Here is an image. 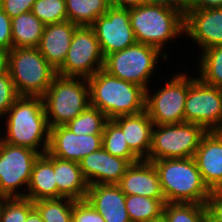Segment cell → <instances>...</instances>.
<instances>
[{"mask_svg":"<svg viewBox=\"0 0 222 222\" xmlns=\"http://www.w3.org/2000/svg\"><path fill=\"white\" fill-rule=\"evenodd\" d=\"M5 117L6 143L33 149L41 155L47 152L50 127L42 97L19 96Z\"/></svg>","mask_w":222,"mask_h":222,"instance_id":"cell-1","label":"cell"},{"mask_svg":"<svg viewBox=\"0 0 222 222\" xmlns=\"http://www.w3.org/2000/svg\"><path fill=\"white\" fill-rule=\"evenodd\" d=\"M87 82L90 105L109 120L145 110L146 90L137 84L119 79L103 68L87 78Z\"/></svg>","mask_w":222,"mask_h":222,"instance_id":"cell-2","label":"cell"},{"mask_svg":"<svg viewBox=\"0 0 222 222\" xmlns=\"http://www.w3.org/2000/svg\"><path fill=\"white\" fill-rule=\"evenodd\" d=\"M129 17L136 41L161 52L167 42L184 34V14L160 2L149 0L130 8Z\"/></svg>","mask_w":222,"mask_h":222,"instance_id":"cell-3","label":"cell"},{"mask_svg":"<svg viewBox=\"0 0 222 222\" xmlns=\"http://www.w3.org/2000/svg\"><path fill=\"white\" fill-rule=\"evenodd\" d=\"M166 203L206 204L211 191L204 184L193 157L152 161Z\"/></svg>","mask_w":222,"mask_h":222,"instance_id":"cell-4","label":"cell"},{"mask_svg":"<svg viewBox=\"0 0 222 222\" xmlns=\"http://www.w3.org/2000/svg\"><path fill=\"white\" fill-rule=\"evenodd\" d=\"M42 98L49 127L66 125L90 105L87 78L56 75Z\"/></svg>","mask_w":222,"mask_h":222,"instance_id":"cell-5","label":"cell"},{"mask_svg":"<svg viewBox=\"0 0 222 222\" xmlns=\"http://www.w3.org/2000/svg\"><path fill=\"white\" fill-rule=\"evenodd\" d=\"M9 74L19 96L42 97L57 75L38 48H12Z\"/></svg>","mask_w":222,"mask_h":222,"instance_id":"cell-6","label":"cell"},{"mask_svg":"<svg viewBox=\"0 0 222 222\" xmlns=\"http://www.w3.org/2000/svg\"><path fill=\"white\" fill-rule=\"evenodd\" d=\"M159 56L167 60V54L159 49L136 42L135 44L104 58L103 69L119 79L148 89Z\"/></svg>","mask_w":222,"mask_h":222,"instance_id":"cell-7","label":"cell"},{"mask_svg":"<svg viewBox=\"0 0 222 222\" xmlns=\"http://www.w3.org/2000/svg\"><path fill=\"white\" fill-rule=\"evenodd\" d=\"M206 132L201 125L190 122L154 125L151 149L146 161L194 157Z\"/></svg>","mask_w":222,"mask_h":222,"instance_id":"cell-8","label":"cell"},{"mask_svg":"<svg viewBox=\"0 0 222 222\" xmlns=\"http://www.w3.org/2000/svg\"><path fill=\"white\" fill-rule=\"evenodd\" d=\"M184 115L185 122L201 125L206 131H222V88L188 76Z\"/></svg>","mask_w":222,"mask_h":222,"instance_id":"cell-9","label":"cell"},{"mask_svg":"<svg viewBox=\"0 0 222 222\" xmlns=\"http://www.w3.org/2000/svg\"><path fill=\"white\" fill-rule=\"evenodd\" d=\"M176 74L157 92L152 94L149 88L146 90L145 110L154 125L185 122L188 74H178V72Z\"/></svg>","mask_w":222,"mask_h":222,"instance_id":"cell-10","label":"cell"},{"mask_svg":"<svg viewBox=\"0 0 222 222\" xmlns=\"http://www.w3.org/2000/svg\"><path fill=\"white\" fill-rule=\"evenodd\" d=\"M104 66V56L99 41L90 26H79L63 64L56 70L64 77L89 78Z\"/></svg>","mask_w":222,"mask_h":222,"instance_id":"cell-11","label":"cell"},{"mask_svg":"<svg viewBox=\"0 0 222 222\" xmlns=\"http://www.w3.org/2000/svg\"><path fill=\"white\" fill-rule=\"evenodd\" d=\"M40 155L33 149L5 142L0 153V198L25 197L19 188L24 186L27 190L34 163Z\"/></svg>","mask_w":222,"mask_h":222,"instance_id":"cell-12","label":"cell"},{"mask_svg":"<svg viewBox=\"0 0 222 222\" xmlns=\"http://www.w3.org/2000/svg\"><path fill=\"white\" fill-rule=\"evenodd\" d=\"M90 27L95 32L104 58L137 42L130 23L129 9L111 6Z\"/></svg>","mask_w":222,"mask_h":222,"instance_id":"cell-13","label":"cell"},{"mask_svg":"<svg viewBox=\"0 0 222 222\" xmlns=\"http://www.w3.org/2000/svg\"><path fill=\"white\" fill-rule=\"evenodd\" d=\"M102 147V135H77L65 125L50 128L47 153L64 160L79 162Z\"/></svg>","mask_w":222,"mask_h":222,"instance_id":"cell-14","label":"cell"},{"mask_svg":"<svg viewBox=\"0 0 222 222\" xmlns=\"http://www.w3.org/2000/svg\"><path fill=\"white\" fill-rule=\"evenodd\" d=\"M184 34L205 50L222 44V8L191 9L184 14Z\"/></svg>","mask_w":222,"mask_h":222,"instance_id":"cell-15","label":"cell"},{"mask_svg":"<svg viewBox=\"0 0 222 222\" xmlns=\"http://www.w3.org/2000/svg\"><path fill=\"white\" fill-rule=\"evenodd\" d=\"M193 158L208 189L222 192V131H207Z\"/></svg>","mask_w":222,"mask_h":222,"instance_id":"cell-16","label":"cell"},{"mask_svg":"<svg viewBox=\"0 0 222 222\" xmlns=\"http://www.w3.org/2000/svg\"><path fill=\"white\" fill-rule=\"evenodd\" d=\"M130 165L126 159L111 155L103 147L79 161L82 175L89 186L118 184Z\"/></svg>","mask_w":222,"mask_h":222,"instance_id":"cell-17","label":"cell"},{"mask_svg":"<svg viewBox=\"0 0 222 222\" xmlns=\"http://www.w3.org/2000/svg\"><path fill=\"white\" fill-rule=\"evenodd\" d=\"M85 199L105 222H131L126 209V195L117 184L91 185Z\"/></svg>","mask_w":222,"mask_h":222,"instance_id":"cell-18","label":"cell"},{"mask_svg":"<svg viewBox=\"0 0 222 222\" xmlns=\"http://www.w3.org/2000/svg\"><path fill=\"white\" fill-rule=\"evenodd\" d=\"M117 185L125 195L165 199L158 172L154 164L146 160L131 164Z\"/></svg>","mask_w":222,"mask_h":222,"instance_id":"cell-19","label":"cell"},{"mask_svg":"<svg viewBox=\"0 0 222 222\" xmlns=\"http://www.w3.org/2000/svg\"><path fill=\"white\" fill-rule=\"evenodd\" d=\"M78 27L69 20L45 25L38 49L56 70L65 61L72 37Z\"/></svg>","mask_w":222,"mask_h":222,"instance_id":"cell-20","label":"cell"},{"mask_svg":"<svg viewBox=\"0 0 222 222\" xmlns=\"http://www.w3.org/2000/svg\"><path fill=\"white\" fill-rule=\"evenodd\" d=\"M123 131L129 148L141 159L148 158L154 124L146 110L138 114L123 115L112 119Z\"/></svg>","mask_w":222,"mask_h":222,"instance_id":"cell-21","label":"cell"},{"mask_svg":"<svg viewBox=\"0 0 222 222\" xmlns=\"http://www.w3.org/2000/svg\"><path fill=\"white\" fill-rule=\"evenodd\" d=\"M54 175L57 199L69 197L74 200H84L86 198L89 185L82 175L79 162L54 156Z\"/></svg>","mask_w":222,"mask_h":222,"instance_id":"cell-22","label":"cell"},{"mask_svg":"<svg viewBox=\"0 0 222 222\" xmlns=\"http://www.w3.org/2000/svg\"><path fill=\"white\" fill-rule=\"evenodd\" d=\"M25 198L32 202L41 199H57V184L54 175V156L47 152L35 161Z\"/></svg>","mask_w":222,"mask_h":222,"instance_id":"cell-23","label":"cell"},{"mask_svg":"<svg viewBox=\"0 0 222 222\" xmlns=\"http://www.w3.org/2000/svg\"><path fill=\"white\" fill-rule=\"evenodd\" d=\"M45 24L31 11L11 19L13 48H38Z\"/></svg>","mask_w":222,"mask_h":222,"instance_id":"cell-24","label":"cell"},{"mask_svg":"<svg viewBox=\"0 0 222 222\" xmlns=\"http://www.w3.org/2000/svg\"><path fill=\"white\" fill-rule=\"evenodd\" d=\"M67 18L77 26H91L111 7L109 0H65Z\"/></svg>","mask_w":222,"mask_h":222,"instance_id":"cell-25","label":"cell"},{"mask_svg":"<svg viewBox=\"0 0 222 222\" xmlns=\"http://www.w3.org/2000/svg\"><path fill=\"white\" fill-rule=\"evenodd\" d=\"M126 209L131 222H148L163 214L165 199L126 195Z\"/></svg>","mask_w":222,"mask_h":222,"instance_id":"cell-26","label":"cell"},{"mask_svg":"<svg viewBox=\"0 0 222 222\" xmlns=\"http://www.w3.org/2000/svg\"><path fill=\"white\" fill-rule=\"evenodd\" d=\"M102 147L111 155L126 159L130 164L141 161L129 148L122 129L113 120H108L105 125Z\"/></svg>","mask_w":222,"mask_h":222,"instance_id":"cell-27","label":"cell"},{"mask_svg":"<svg viewBox=\"0 0 222 222\" xmlns=\"http://www.w3.org/2000/svg\"><path fill=\"white\" fill-rule=\"evenodd\" d=\"M108 120L98 108L89 105L65 126L77 135H102Z\"/></svg>","mask_w":222,"mask_h":222,"instance_id":"cell-28","label":"cell"},{"mask_svg":"<svg viewBox=\"0 0 222 222\" xmlns=\"http://www.w3.org/2000/svg\"><path fill=\"white\" fill-rule=\"evenodd\" d=\"M200 56L198 78L208 85L222 88V46L208 47Z\"/></svg>","mask_w":222,"mask_h":222,"instance_id":"cell-29","label":"cell"},{"mask_svg":"<svg viewBox=\"0 0 222 222\" xmlns=\"http://www.w3.org/2000/svg\"><path fill=\"white\" fill-rule=\"evenodd\" d=\"M74 199L62 197L59 199H41L33 202L40 213L43 222H72Z\"/></svg>","mask_w":222,"mask_h":222,"instance_id":"cell-30","label":"cell"},{"mask_svg":"<svg viewBox=\"0 0 222 222\" xmlns=\"http://www.w3.org/2000/svg\"><path fill=\"white\" fill-rule=\"evenodd\" d=\"M163 214L168 222H208L206 204L165 203Z\"/></svg>","mask_w":222,"mask_h":222,"instance_id":"cell-31","label":"cell"},{"mask_svg":"<svg viewBox=\"0 0 222 222\" xmlns=\"http://www.w3.org/2000/svg\"><path fill=\"white\" fill-rule=\"evenodd\" d=\"M31 12L45 25L68 20L65 0H36Z\"/></svg>","mask_w":222,"mask_h":222,"instance_id":"cell-32","label":"cell"},{"mask_svg":"<svg viewBox=\"0 0 222 222\" xmlns=\"http://www.w3.org/2000/svg\"><path fill=\"white\" fill-rule=\"evenodd\" d=\"M33 208V202L25 197L0 198V222H25Z\"/></svg>","mask_w":222,"mask_h":222,"instance_id":"cell-33","label":"cell"},{"mask_svg":"<svg viewBox=\"0 0 222 222\" xmlns=\"http://www.w3.org/2000/svg\"><path fill=\"white\" fill-rule=\"evenodd\" d=\"M18 97L10 74L0 75V118H5V114Z\"/></svg>","mask_w":222,"mask_h":222,"instance_id":"cell-34","label":"cell"},{"mask_svg":"<svg viewBox=\"0 0 222 222\" xmlns=\"http://www.w3.org/2000/svg\"><path fill=\"white\" fill-rule=\"evenodd\" d=\"M72 222H105V220L98 211H96L88 201L84 199L74 201Z\"/></svg>","mask_w":222,"mask_h":222,"instance_id":"cell-35","label":"cell"},{"mask_svg":"<svg viewBox=\"0 0 222 222\" xmlns=\"http://www.w3.org/2000/svg\"><path fill=\"white\" fill-rule=\"evenodd\" d=\"M36 0H0V7L12 19L31 11Z\"/></svg>","mask_w":222,"mask_h":222,"instance_id":"cell-36","label":"cell"},{"mask_svg":"<svg viewBox=\"0 0 222 222\" xmlns=\"http://www.w3.org/2000/svg\"><path fill=\"white\" fill-rule=\"evenodd\" d=\"M0 48L10 51L13 48L11 18L0 7Z\"/></svg>","mask_w":222,"mask_h":222,"instance_id":"cell-37","label":"cell"},{"mask_svg":"<svg viewBox=\"0 0 222 222\" xmlns=\"http://www.w3.org/2000/svg\"><path fill=\"white\" fill-rule=\"evenodd\" d=\"M206 207L208 222H222V192H211Z\"/></svg>","mask_w":222,"mask_h":222,"instance_id":"cell-38","label":"cell"},{"mask_svg":"<svg viewBox=\"0 0 222 222\" xmlns=\"http://www.w3.org/2000/svg\"><path fill=\"white\" fill-rule=\"evenodd\" d=\"M162 4L175 7L183 14L191 10L194 0H153Z\"/></svg>","mask_w":222,"mask_h":222,"instance_id":"cell-39","label":"cell"},{"mask_svg":"<svg viewBox=\"0 0 222 222\" xmlns=\"http://www.w3.org/2000/svg\"><path fill=\"white\" fill-rule=\"evenodd\" d=\"M112 7L130 9L142 5L149 0H109Z\"/></svg>","mask_w":222,"mask_h":222,"instance_id":"cell-40","label":"cell"},{"mask_svg":"<svg viewBox=\"0 0 222 222\" xmlns=\"http://www.w3.org/2000/svg\"><path fill=\"white\" fill-rule=\"evenodd\" d=\"M222 8V0H194L191 9Z\"/></svg>","mask_w":222,"mask_h":222,"instance_id":"cell-41","label":"cell"},{"mask_svg":"<svg viewBox=\"0 0 222 222\" xmlns=\"http://www.w3.org/2000/svg\"><path fill=\"white\" fill-rule=\"evenodd\" d=\"M9 73V51L0 48V75Z\"/></svg>","mask_w":222,"mask_h":222,"instance_id":"cell-42","label":"cell"},{"mask_svg":"<svg viewBox=\"0 0 222 222\" xmlns=\"http://www.w3.org/2000/svg\"><path fill=\"white\" fill-rule=\"evenodd\" d=\"M25 222H43L42 217L38 210L34 207L29 213L26 218Z\"/></svg>","mask_w":222,"mask_h":222,"instance_id":"cell-43","label":"cell"},{"mask_svg":"<svg viewBox=\"0 0 222 222\" xmlns=\"http://www.w3.org/2000/svg\"><path fill=\"white\" fill-rule=\"evenodd\" d=\"M148 222H168L166 217L164 216V214H161L159 217L151 220V221H148Z\"/></svg>","mask_w":222,"mask_h":222,"instance_id":"cell-44","label":"cell"},{"mask_svg":"<svg viewBox=\"0 0 222 222\" xmlns=\"http://www.w3.org/2000/svg\"><path fill=\"white\" fill-rule=\"evenodd\" d=\"M4 144H5V135L2 134V137L0 135V153L2 151Z\"/></svg>","mask_w":222,"mask_h":222,"instance_id":"cell-45","label":"cell"}]
</instances>
